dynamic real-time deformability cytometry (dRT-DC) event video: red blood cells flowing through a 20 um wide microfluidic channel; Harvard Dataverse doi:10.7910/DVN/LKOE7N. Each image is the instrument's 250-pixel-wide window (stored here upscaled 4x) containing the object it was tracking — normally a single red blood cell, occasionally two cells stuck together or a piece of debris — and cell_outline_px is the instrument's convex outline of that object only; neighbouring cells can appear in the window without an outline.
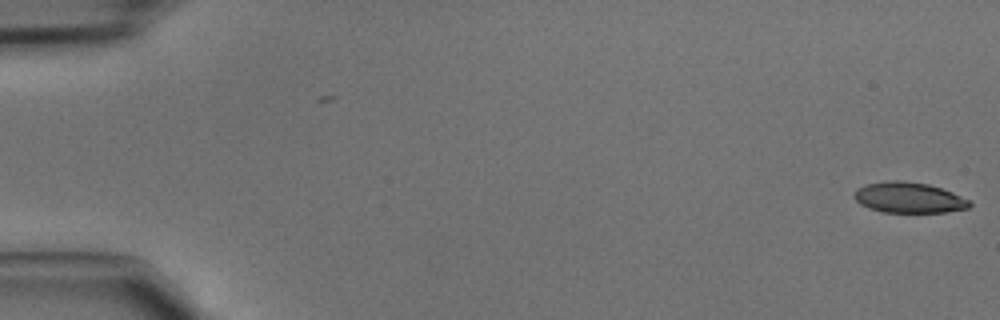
{"species": "common noctule bat (a hibernating species)", "species_latin": "Nyctalus noctula", "temperature_condition": "cold", "stored_images_in_passage": 10, "camera_frame_rate_fps": 3000, "um_per_image_px": 0.085, "animal": {"sex": "male", "body_mass_g": 15.6}, "frame": {"image": 1, "passage_image": 1, "time_ms": 0.0, "image_size_px": [1000, 320], "cell_outline_px": [[972, 204], [968, 208], [944, 212], [884, 212], [868, 208], [860, 204], [852, 196], [856, 188], [868, 184], [884, 180], [900, 180], [928, 184], [952, 192], [972, 200]], "centroid_in_image_um": [77.24, 16.79], "position_along_channel_um": 7.8, "area_um2": 20.75}}